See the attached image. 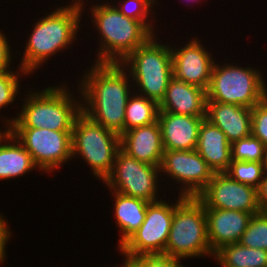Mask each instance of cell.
Instances as JSON below:
<instances>
[{"mask_svg": "<svg viewBox=\"0 0 267 267\" xmlns=\"http://www.w3.org/2000/svg\"><path fill=\"white\" fill-rule=\"evenodd\" d=\"M159 173V166L140 162L120 149L104 183L113 191L151 203L159 201L156 198Z\"/></svg>", "mask_w": 267, "mask_h": 267, "instance_id": "cell-10", "label": "cell"}, {"mask_svg": "<svg viewBox=\"0 0 267 267\" xmlns=\"http://www.w3.org/2000/svg\"><path fill=\"white\" fill-rule=\"evenodd\" d=\"M205 119L221 129L231 144L251 135L252 108L206 101Z\"/></svg>", "mask_w": 267, "mask_h": 267, "instance_id": "cell-18", "label": "cell"}, {"mask_svg": "<svg viewBox=\"0 0 267 267\" xmlns=\"http://www.w3.org/2000/svg\"><path fill=\"white\" fill-rule=\"evenodd\" d=\"M266 154L264 144L252 135L231 144V160L264 162Z\"/></svg>", "mask_w": 267, "mask_h": 267, "instance_id": "cell-26", "label": "cell"}, {"mask_svg": "<svg viewBox=\"0 0 267 267\" xmlns=\"http://www.w3.org/2000/svg\"><path fill=\"white\" fill-rule=\"evenodd\" d=\"M115 198V219L121 230V239L118 246L120 247L133 233H135L145 220L147 205L149 202L123 195L116 191Z\"/></svg>", "mask_w": 267, "mask_h": 267, "instance_id": "cell-22", "label": "cell"}, {"mask_svg": "<svg viewBox=\"0 0 267 267\" xmlns=\"http://www.w3.org/2000/svg\"><path fill=\"white\" fill-rule=\"evenodd\" d=\"M5 130V133L0 137L1 180L23 176V174H26L28 171L34 168L36 169L31 154L23 147L16 137L9 132V130Z\"/></svg>", "mask_w": 267, "mask_h": 267, "instance_id": "cell-21", "label": "cell"}, {"mask_svg": "<svg viewBox=\"0 0 267 267\" xmlns=\"http://www.w3.org/2000/svg\"><path fill=\"white\" fill-rule=\"evenodd\" d=\"M125 70L120 63L95 62L79 84L82 100L85 101L81 103L82 113L119 135L124 133L128 99L134 95L129 89L130 74L127 76Z\"/></svg>", "mask_w": 267, "mask_h": 267, "instance_id": "cell-1", "label": "cell"}, {"mask_svg": "<svg viewBox=\"0 0 267 267\" xmlns=\"http://www.w3.org/2000/svg\"><path fill=\"white\" fill-rule=\"evenodd\" d=\"M239 243L248 248L267 251V213L259 212L251 217Z\"/></svg>", "mask_w": 267, "mask_h": 267, "instance_id": "cell-27", "label": "cell"}, {"mask_svg": "<svg viewBox=\"0 0 267 267\" xmlns=\"http://www.w3.org/2000/svg\"><path fill=\"white\" fill-rule=\"evenodd\" d=\"M221 267H267V251L240 243L223 245L214 253Z\"/></svg>", "mask_w": 267, "mask_h": 267, "instance_id": "cell-23", "label": "cell"}, {"mask_svg": "<svg viewBox=\"0 0 267 267\" xmlns=\"http://www.w3.org/2000/svg\"><path fill=\"white\" fill-rule=\"evenodd\" d=\"M264 170H265V174H267V154H266V158L264 160Z\"/></svg>", "mask_w": 267, "mask_h": 267, "instance_id": "cell-36", "label": "cell"}, {"mask_svg": "<svg viewBox=\"0 0 267 267\" xmlns=\"http://www.w3.org/2000/svg\"><path fill=\"white\" fill-rule=\"evenodd\" d=\"M174 203V216L165 255L177 259L212 255L203 203L197 197H183Z\"/></svg>", "mask_w": 267, "mask_h": 267, "instance_id": "cell-5", "label": "cell"}, {"mask_svg": "<svg viewBox=\"0 0 267 267\" xmlns=\"http://www.w3.org/2000/svg\"><path fill=\"white\" fill-rule=\"evenodd\" d=\"M207 218L208 240L215 253L223 245L239 243L253 214L214 208H204Z\"/></svg>", "mask_w": 267, "mask_h": 267, "instance_id": "cell-15", "label": "cell"}, {"mask_svg": "<svg viewBox=\"0 0 267 267\" xmlns=\"http://www.w3.org/2000/svg\"><path fill=\"white\" fill-rule=\"evenodd\" d=\"M120 149L150 165H161L164 148L159 122L132 128L120 135Z\"/></svg>", "mask_w": 267, "mask_h": 267, "instance_id": "cell-16", "label": "cell"}, {"mask_svg": "<svg viewBox=\"0 0 267 267\" xmlns=\"http://www.w3.org/2000/svg\"><path fill=\"white\" fill-rule=\"evenodd\" d=\"M135 95L129 97L125 108L124 132L158 121L159 104L137 92Z\"/></svg>", "mask_w": 267, "mask_h": 267, "instance_id": "cell-24", "label": "cell"}, {"mask_svg": "<svg viewBox=\"0 0 267 267\" xmlns=\"http://www.w3.org/2000/svg\"><path fill=\"white\" fill-rule=\"evenodd\" d=\"M197 198L204 208L237 210L253 215L260 212L257 189L233 180L225 172L214 173Z\"/></svg>", "mask_w": 267, "mask_h": 267, "instance_id": "cell-13", "label": "cell"}, {"mask_svg": "<svg viewBox=\"0 0 267 267\" xmlns=\"http://www.w3.org/2000/svg\"><path fill=\"white\" fill-rule=\"evenodd\" d=\"M7 226V222L4 220L3 216L0 214V263L4 262L6 244L8 239L10 240L11 232Z\"/></svg>", "mask_w": 267, "mask_h": 267, "instance_id": "cell-33", "label": "cell"}, {"mask_svg": "<svg viewBox=\"0 0 267 267\" xmlns=\"http://www.w3.org/2000/svg\"><path fill=\"white\" fill-rule=\"evenodd\" d=\"M90 13L102 40L96 63H120L153 35L140 21L126 17L115 5L97 4Z\"/></svg>", "mask_w": 267, "mask_h": 267, "instance_id": "cell-4", "label": "cell"}, {"mask_svg": "<svg viewBox=\"0 0 267 267\" xmlns=\"http://www.w3.org/2000/svg\"><path fill=\"white\" fill-rule=\"evenodd\" d=\"M152 35L144 44L130 53L120 64L127 69L139 87L138 94L156 101H162L172 73L171 46L158 44ZM142 91V92H141ZM142 93V94H141Z\"/></svg>", "mask_w": 267, "mask_h": 267, "instance_id": "cell-6", "label": "cell"}, {"mask_svg": "<svg viewBox=\"0 0 267 267\" xmlns=\"http://www.w3.org/2000/svg\"><path fill=\"white\" fill-rule=\"evenodd\" d=\"M205 118L206 116L177 115L159 111L158 122L164 150H195L199 128Z\"/></svg>", "mask_w": 267, "mask_h": 267, "instance_id": "cell-17", "label": "cell"}, {"mask_svg": "<svg viewBox=\"0 0 267 267\" xmlns=\"http://www.w3.org/2000/svg\"><path fill=\"white\" fill-rule=\"evenodd\" d=\"M124 264V265H123ZM122 264V267H133L128 261L125 260V262Z\"/></svg>", "mask_w": 267, "mask_h": 267, "instance_id": "cell-37", "label": "cell"}, {"mask_svg": "<svg viewBox=\"0 0 267 267\" xmlns=\"http://www.w3.org/2000/svg\"><path fill=\"white\" fill-rule=\"evenodd\" d=\"M214 173L226 172L231 163V143L221 129L204 119L195 149Z\"/></svg>", "mask_w": 267, "mask_h": 267, "instance_id": "cell-20", "label": "cell"}, {"mask_svg": "<svg viewBox=\"0 0 267 267\" xmlns=\"http://www.w3.org/2000/svg\"><path fill=\"white\" fill-rule=\"evenodd\" d=\"M3 133H5V131H4V132H1V131H0V137L3 135Z\"/></svg>", "mask_w": 267, "mask_h": 267, "instance_id": "cell-38", "label": "cell"}, {"mask_svg": "<svg viewBox=\"0 0 267 267\" xmlns=\"http://www.w3.org/2000/svg\"><path fill=\"white\" fill-rule=\"evenodd\" d=\"M160 171L184 184L180 190L183 197H197L214 175L196 150H164Z\"/></svg>", "mask_w": 267, "mask_h": 267, "instance_id": "cell-12", "label": "cell"}, {"mask_svg": "<svg viewBox=\"0 0 267 267\" xmlns=\"http://www.w3.org/2000/svg\"><path fill=\"white\" fill-rule=\"evenodd\" d=\"M174 216V204L159 200L147 205L145 220L120 247L126 261L145 254H164Z\"/></svg>", "mask_w": 267, "mask_h": 267, "instance_id": "cell-9", "label": "cell"}, {"mask_svg": "<svg viewBox=\"0 0 267 267\" xmlns=\"http://www.w3.org/2000/svg\"><path fill=\"white\" fill-rule=\"evenodd\" d=\"M171 53L173 77L207 90L215 62L200 41L192 39L181 49L171 48Z\"/></svg>", "mask_w": 267, "mask_h": 267, "instance_id": "cell-14", "label": "cell"}, {"mask_svg": "<svg viewBox=\"0 0 267 267\" xmlns=\"http://www.w3.org/2000/svg\"><path fill=\"white\" fill-rule=\"evenodd\" d=\"M18 74L12 70L0 72V109L15 100L19 92Z\"/></svg>", "mask_w": 267, "mask_h": 267, "instance_id": "cell-30", "label": "cell"}, {"mask_svg": "<svg viewBox=\"0 0 267 267\" xmlns=\"http://www.w3.org/2000/svg\"><path fill=\"white\" fill-rule=\"evenodd\" d=\"M225 173L233 180L257 189L265 174L264 162L231 160Z\"/></svg>", "mask_w": 267, "mask_h": 267, "instance_id": "cell-25", "label": "cell"}, {"mask_svg": "<svg viewBox=\"0 0 267 267\" xmlns=\"http://www.w3.org/2000/svg\"><path fill=\"white\" fill-rule=\"evenodd\" d=\"M251 135L267 149V96L252 108Z\"/></svg>", "mask_w": 267, "mask_h": 267, "instance_id": "cell-29", "label": "cell"}, {"mask_svg": "<svg viewBox=\"0 0 267 267\" xmlns=\"http://www.w3.org/2000/svg\"><path fill=\"white\" fill-rule=\"evenodd\" d=\"M81 15L80 10L68 5L57 8L43 19L41 17L27 41L19 67L21 73L31 74L46 59L70 45L76 39Z\"/></svg>", "mask_w": 267, "mask_h": 267, "instance_id": "cell-3", "label": "cell"}, {"mask_svg": "<svg viewBox=\"0 0 267 267\" xmlns=\"http://www.w3.org/2000/svg\"><path fill=\"white\" fill-rule=\"evenodd\" d=\"M257 199L260 212L267 213V174H264L257 188Z\"/></svg>", "mask_w": 267, "mask_h": 267, "instance_id": "cell-34", "label": "cell"}, {"mask_svg": "<svg viewBox=\"0 0 267 267\" xmlns=\"http://www.w3.org/2000/svg\"><path fill=\"white\" fill-rule=\"evenodd\" d=\"M31 154L32 160L44 172H52L72 158V131L43 128H7Z\"/></svg>", "mask_w": 267, "mask_h": 267, "instance_id": "cell-11", "label": "cell"}, {"mask_svg": "<svg viewBox=\"0 0 267 267\" xmlns=\"http://www.w3.org/2000/svg\"><path fill=\"white\" fill-rule=\"evenodd\" d=\"M120 150V135L81 113L72 130V157L77 153L92 168L95 177L104 181L111 173Z\"/></svg>", "mask_w": 267, "mask_h": 267, "instance_id": "cell-8", "label": "cell"}, {"mask_svg": "<svg viewBox=\"0 0 267 267\" xmlns=\"http://www.w3.org/2000/svg\"><path fill=\"white\" fill-rule=\"evenodd\" d=\"M125 1V2H124ZM121 7L116 8L126 17L140 21L153 35V25L147 22L155 0H122ZM131 4V5H130ZM152 26V27H151Z\"/></svg>", "mask_w": 267, "mask_h": 267, "instance_id": "cell-28", "label": "cell"}, {"mask_svg": "<svg viewBox=\"0 0 267 267\" xmlns=\"http://www.w3.org/2000/svg\"><path fill=\"white\" fill-rule=\"evenodd\" d=\"M73 1H75V2H73V4L71 3V5L70 6H73V7H75L76 9H78V10H80V11H83L82 9H83V0H73Z\"/></svg>", "mask_w": 267, "mask_h": 267, "instance_id": "cell-35", "label": "cell"}, {"mask_svg": "<svg viewBox=\"0 0 267 267\" xmlns=\"http://www.w3.org/2000/svg\"><path fill=\"white\" fill-rule=\"evenodd\" d=\"M206 101L205 89L172 77L159 103V111L177 115L206 116Z\"/></svg>", "mask_w": 267, "mask_h": 267, "instance_id": "cell-19", "label": "cell"}, {"mask_svg": "<svg viewBox=\"0 0 267 267\" xmlns=\"http://www.w3.org/2000/svg\"><path fill=\"white\" fill-rule=\"evenodd\" d=\"M133 267H184L180 259L165 254H145L127 260Z\"/></svg>", "mask_w": 267, "mask_h": 267, "instance_id": "cell-31", "label": "cell"}, {"mask_svg": "<svg viewBox=\"0 0 267 267\" xmlns=\"http://www.w3.org/2000/svg\"><path fill=\"white\" fill-rule=\"evenodd\" d=\"M67 91L65 86H51L40 93L31 91L24 99L21 113L11 121L6 120V127L72 131L76 118L82 113V105Z\"/></svg>", "mask_w": 267, "mask_h": 267, "instance_id": "cell-2", "label": "cell"}, {"mask_svg": "<svg viewBox=\"0 0 267 267\" xmlns=\"http://www.w3.org/2000/svg\"><path fill=\"white\" fill-rule=\"evenodd\" d=\"M261 75L259 70L251 67L214 63L206 90L207 101L253 108L267 96V86Z\"/></svg>", "mask_w": 267, "mask_h": 267, "instance_id": "cell-7", "label": "cell"}, {"mask_svg": "<svg viewBox=\"0 0 267 267\" xmlns=\"http://www.w3.org/2000/svg\"><path fill=\"white\" fill-rule=\"evenodd\" d=\"M4 34L0 32V72H4L6 70H11L9 69V65L11 63V49L8 40L6 39Z\"/></svg>", "mask_w": 267, "mask_h": 267, "instance_id": "cell-32", "label": "cell"}]
</instances>
